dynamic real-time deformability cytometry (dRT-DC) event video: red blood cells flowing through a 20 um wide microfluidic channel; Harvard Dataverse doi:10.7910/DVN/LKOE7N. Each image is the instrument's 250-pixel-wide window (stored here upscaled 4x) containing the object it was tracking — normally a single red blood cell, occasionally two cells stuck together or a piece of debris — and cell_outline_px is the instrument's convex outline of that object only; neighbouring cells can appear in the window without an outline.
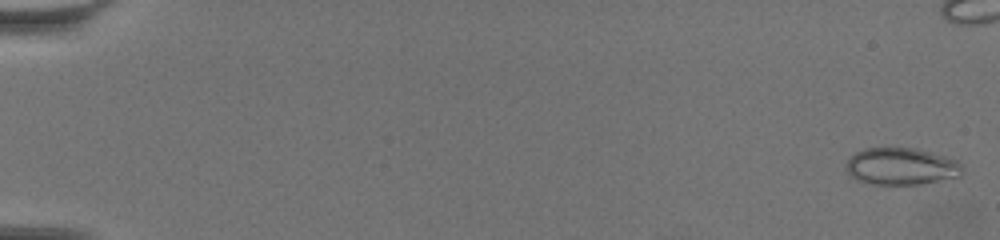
{"species": "common noctule bat (a hibernating species)", "species_latin": "Nyctalus noctula", "temperature_condition": "warm", "stored_images_in_passage": 55, "camera_frame_rate_fps": 3000, "um_per_image_px": 0.085, "animal": {"sex": "female", "body_mass_g": 19.5, "forearm_length_mm": 54.1}, "frame": {"image": 1, "passage_image": 2, "time_ms": 0.333, "image_size_px": [1000, 240], "cell_outline_px": [[960, 176], [920, 184], [872, 184], [856, 180], [844, 168], [848, 156], [864, 148], [916, 148], [932, 152], [956, 160], [960, 164]], "centroid_in_image_um": [76.53, 14.13], "position_along_channel_um": 8.5, "area_um2": 25.03}}
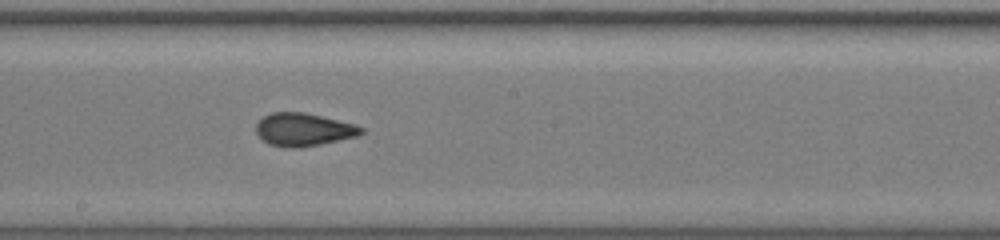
{"frame": {"image": 2, "passage_image": 37, "time_ms": 12.0, "image_size_px": [1000, 240], "cell_outline_px": [[364, 132], [356, 136], [320, 144], [300, 148], [292, 148], [268, 144], [256, 132], [256, 124], [264, 116], [272, 112], [304, 112], [356, 124], [364, 128]], "centroid_in_image_um": [25.81, 11.01], "position_along_channel_um": 222.4, "area_um2": 20.06}}
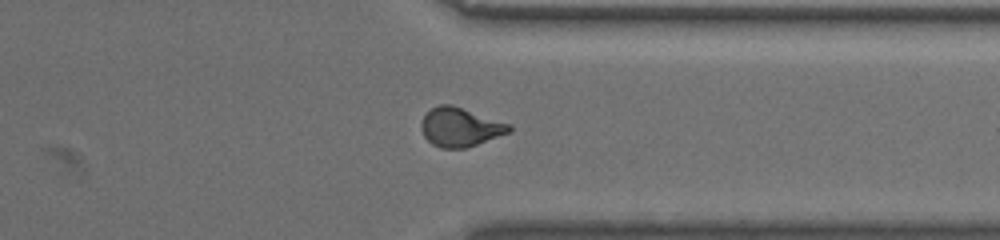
{"frame": {"image": 3, "passage_image": 50, "time_ms": 16.333, "image_size_px": [1000, 240], "cell_outline_px": [[512, 132], [464, 148], [440, 148], [432, 144], [424, 136], [420, 128], [420, 124], [424, 116], [432, 108], [440, 104], [452, 104], [512, 124]], "centroid_in_image_um": [39.13, 10.8], "position_along_channel_um": 372.3, "area_um2": 20.06}}